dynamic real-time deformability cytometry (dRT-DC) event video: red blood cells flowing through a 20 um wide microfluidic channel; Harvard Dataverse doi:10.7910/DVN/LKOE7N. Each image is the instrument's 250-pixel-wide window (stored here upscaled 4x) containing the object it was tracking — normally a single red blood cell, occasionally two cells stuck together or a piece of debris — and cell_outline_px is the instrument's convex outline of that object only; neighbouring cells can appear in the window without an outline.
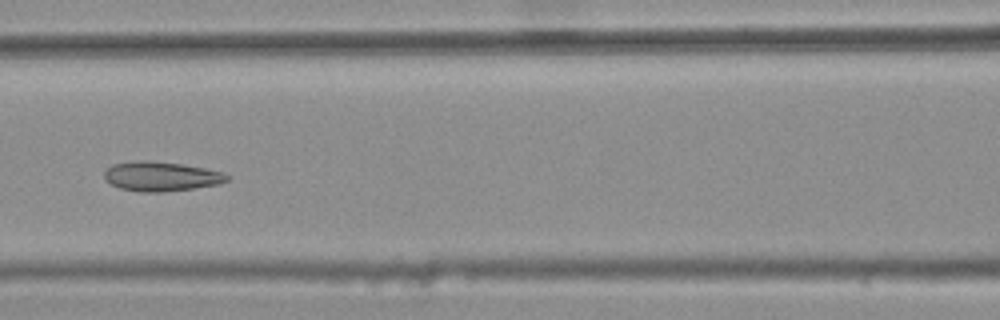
{"species": "common noctule bat (a hibernating species)", "species_latin": "Nyctalus noctula", "temperature_condition": "warm", "stored_images_in_passage": 8, "camera_frame_rate_fps": 3000, "um_per_image_px": 0.085, "animal": {"sex": "female", "body_mass_g": 25.1}, "frame": {"image": 1, "passage_image": 5, "time_ms": 1.333, "image_size_px": [1000, 320], "cell_outline_px": [[228, 180], [220, 184], [164, 192], [140, 192], [120, 188], [104, 180], [104, 172], [112, 164], [180, 164], [204, 168], [224, 172], [228, 176]], "centroid_in_image_um": [13.75, 15.06], "position_along_channel_um": 152.9, "area_um2": 19.94}}
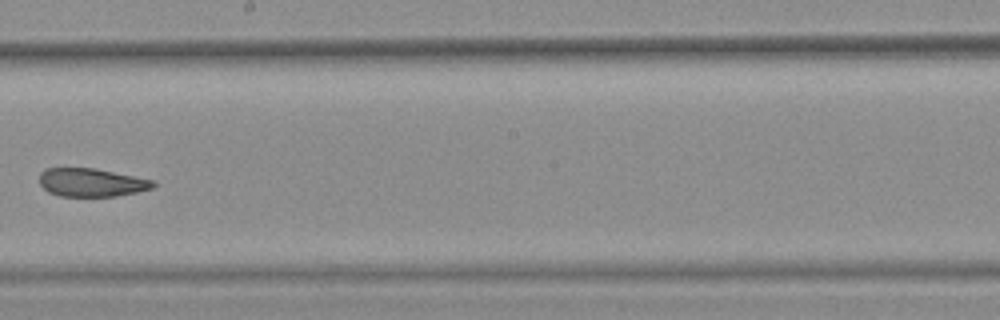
{"frame": {"image": 2, "passage_image": 7, "time_ms": 2.0, "image_size_px": [1000, 320], "cell_outline_px": [[156, 184], [152, 188], [136, 192], [116, 196], [60, 196], [48, 192], [40, 184], [40, 172], [48, 168], [96, 168], [156, 180]], "centroid_in_image_um": [7.8, 15.5], "position_along_channel_um": 240.4, "area_um2": 18.84}}
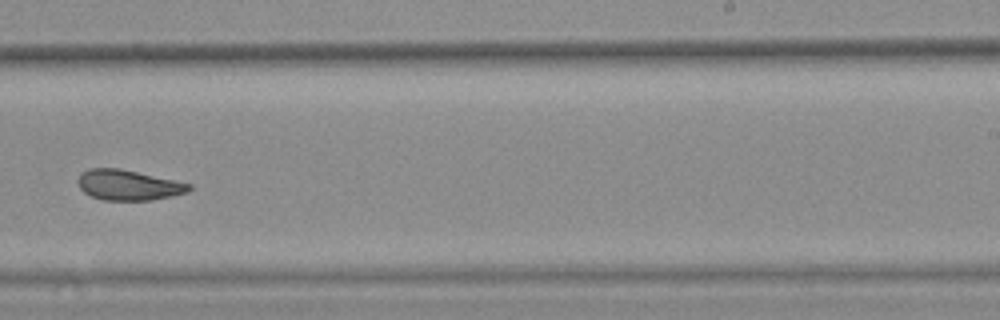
{"frame": {"image": 3, "passage_image": 8, "time_ms": 2.333, "image_size_px": [1000, 320], "cell_outline_px": [[192, 188], [188, 192], [172, 196], [152, 200], [100, 200], [84, 192], [80, 188], [76, 180], [80, 172], [88, 168], [120, 168], [192, 184]], "centroid_in_image_um": [10.88, 15.72], "position_along_channel_um": 278.1, "area_um2": 19.83}}